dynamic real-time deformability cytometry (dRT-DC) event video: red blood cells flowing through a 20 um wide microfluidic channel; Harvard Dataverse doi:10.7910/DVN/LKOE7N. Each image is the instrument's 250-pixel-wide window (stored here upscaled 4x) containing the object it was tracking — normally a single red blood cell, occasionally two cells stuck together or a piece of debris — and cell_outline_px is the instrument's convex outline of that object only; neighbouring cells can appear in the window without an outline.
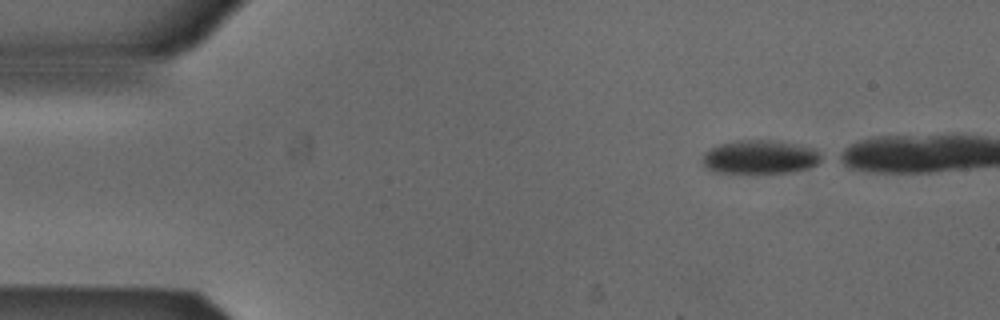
{"species": "Egyptian fruit bat (a non-hibernating species)", "species_latin": "Rousettus aegyptiacus", "temperature_condition": "cold", "stored_images_in_passage": 37, "camera_frame_rate_fps": 3000, "um_per_image_px": 0.085, "animal": {"sex": "male"}, "frame": {"image": 1, "passage_image": 1, "time_ms": 0.0, "image_size_px": [1000, 320], "cell_outline_px": [[824, 160], [808, 168], [788, 172], [756, 176], [748, 176], [712, 172], [700, 164], [700, 156], [704, 152], [720, 144], [736, 140], [768, 140], [796, 144], [816, 148], [824, 156]], "centroid_in_image_um": [64.55, 13.41], "position_along_channel_um": 20.5, "area_um2": 24.8}}
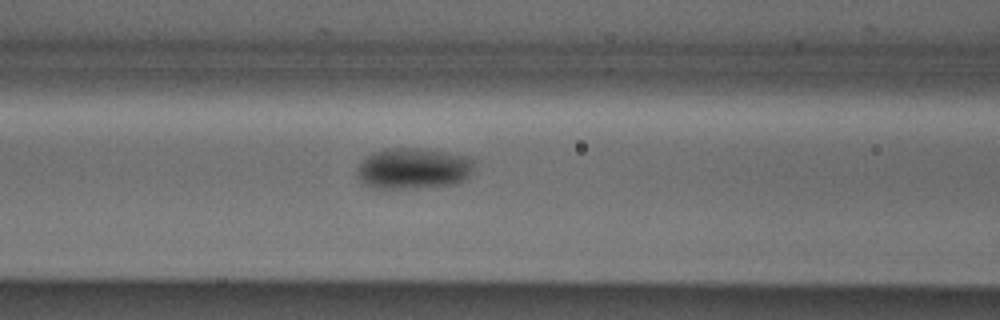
{"frame": {"image": 2, "passage_image": 16, "time_ms": 5.0, "image_size_px": [1000, 320], "cell_outline_px": [[472, 172], [468, 180], [456, 184], [416, 188], [372, 188], [364, 184], [356, 176], [356, 172], [360, 164], [372, 152], [388, 148], [420, 148], [468, 156], [472, 160]], "centroid_in_image_um": [35.14, 14.33], "position_along_channel_um": 131.5, "area_um2": 28.15}}
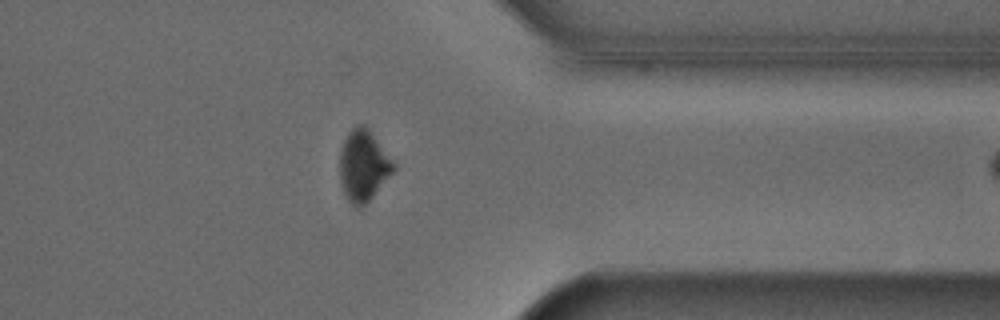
{"frame": {"image": 3, "passage_image": 36, "time_ms": 11.667, "image_size_px": [1000, 320], "cell_outline_px": [[396, 168], [372, 196], [360, 208], [356, 208], [348, 200], [344, 192], [340, 180], [340, 152], [344, 140], [348, 132], [356, 124], [364, 124], [368, 128], [396, 164]], "centroid_in_image_um": [30.88, 14.05], "position_along_channel_um": 380.5, "area_um2": 22.02}}